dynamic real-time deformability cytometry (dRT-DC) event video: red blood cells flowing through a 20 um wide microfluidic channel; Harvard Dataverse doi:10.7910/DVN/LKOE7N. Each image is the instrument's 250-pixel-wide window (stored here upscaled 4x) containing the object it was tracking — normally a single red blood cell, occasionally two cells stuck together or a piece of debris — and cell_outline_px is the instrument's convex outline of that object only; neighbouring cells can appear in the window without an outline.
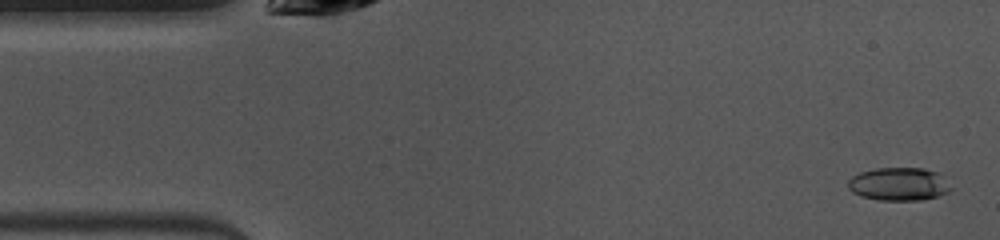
{"species": "common noctule bat (a hibernating species)", "species_latin": "Nyctalus noctula", "temperature_condition": "warm", "stored_images_in_passage": 49, "camera_frame_rate_fps": 3000, "um_per_image_px": 0.085, "animal": {"sex": "female", "body_mass_g": 10.0, "forearm_length_mm": 53.1}, "frame": {"image": 1, "passage_image": 2, "time_ms": 0.333, "image_size_px": [1000, 240], "cell_outline_px": [[952, 188], [948, 192], [936, 196], [920, 200], [880, 200], [860, 196], [852, 192], [848, 188], [848, 180], [852, 176], [860, 172], [876, 168], [924, 168], [936, 172]], "centroid_in_image_um": [76.35, 15.64], "position_along_channel_um": 8.7, "area_um2": 19.65}}
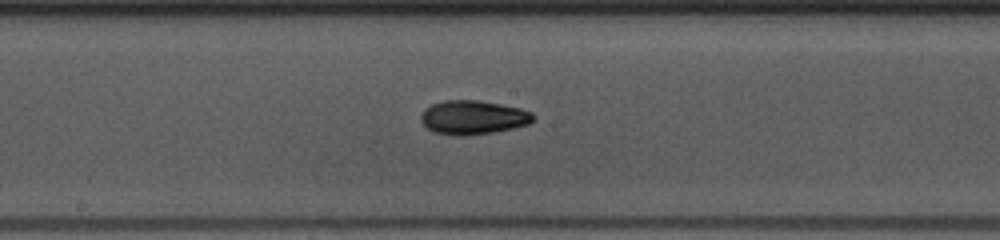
{"frame": {"image": 2, "passage_image": 24, "time_ms": 7.667, "image_size_px": [1000, 240], "cell_outline_px": [[536, 116], [528, 124], [512, 128], [492, 132], [464, 136], [456, 136], [436, 132], [428, 128], [420, 120], [420, 116], [424, 108], [432, 104], [444, 100], [480, 100], [520, 108], [532, 112]], "centroid_in_image_um": [40.2, 9.97], "position_along_channel_um": 208.0, "area_um2": 22.2}}
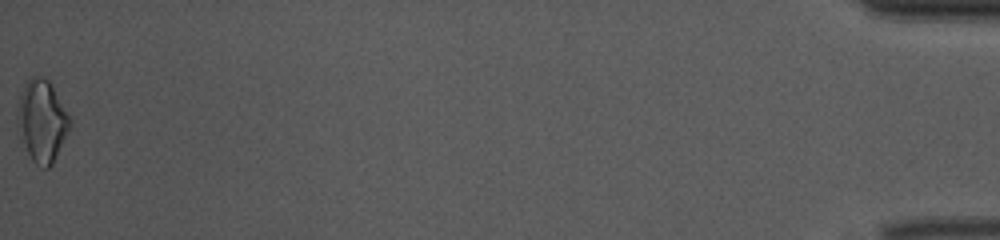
{"frame": {"image": 3, "passage_image": 49, "time_ms": 16.0, "image_size_px": [1000, 240], "cell_outline_px": [[72, 124], [52, 164], [48, 168], [44, 168], [36, 164], [32, 160], [20, 140], [16, 120], [16, 108], [24, 84], [32, 76], [44, 76], [48, 80], [72, 120]], "centroid_in_image_um": [3.54, 10.28], "position_along_channel_um": 431.7, "area_um2": 25.14}, "authors_computed_cell_mechanics": {"area_um2": 20.6346, "velocity_mm_per_s": 4.0001, "shape_relaxation_time_tau1_ms": 3.5803, "shape_relaxation_time_tau2_ms": 6.2398, "deformation_change_tau1": 0.1332, "deformation_change_tau2": 0.1174}}